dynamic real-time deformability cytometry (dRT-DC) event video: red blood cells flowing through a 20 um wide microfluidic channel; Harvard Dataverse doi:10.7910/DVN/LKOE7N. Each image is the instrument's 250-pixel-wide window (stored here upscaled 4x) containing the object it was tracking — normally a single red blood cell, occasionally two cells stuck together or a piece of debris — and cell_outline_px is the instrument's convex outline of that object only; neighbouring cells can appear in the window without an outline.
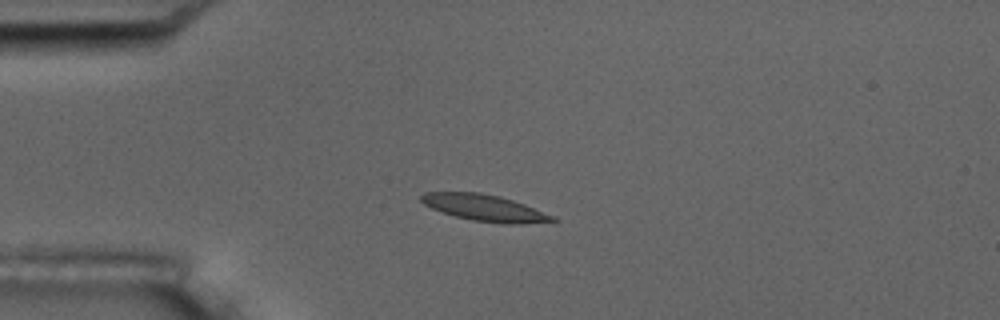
{"species": "common noctule bat (a hibernating species)", "species_latin": "Nyctalus noctula", "temperature_condition": "room temperature", "stored_images_in_passage": 9, "camera_frame_rate_fps": 3000, "um_per_image_px": 0.085, "animal": {"sex": "male", "body_mass_g": 17.5, "forearm_length_mm": 52.3}, "frame": {"image": 1, "passage_image": 3, "time_ms": 2.0, "image_size_px": [1000, 320], "cell_outline_px": [[560, 220], [520, 224], [504, 224], [472, 220], [456, 216], [432, 208], [424, 204], [420, 200], [420, 196], [424, 192], [480, 192], [500, 196], [524, 204], [556, 216]], "centroid_in_image_um": [41.22, 17.66], "position_along_channel_um": 43.8, "area_um2": 20.23}}
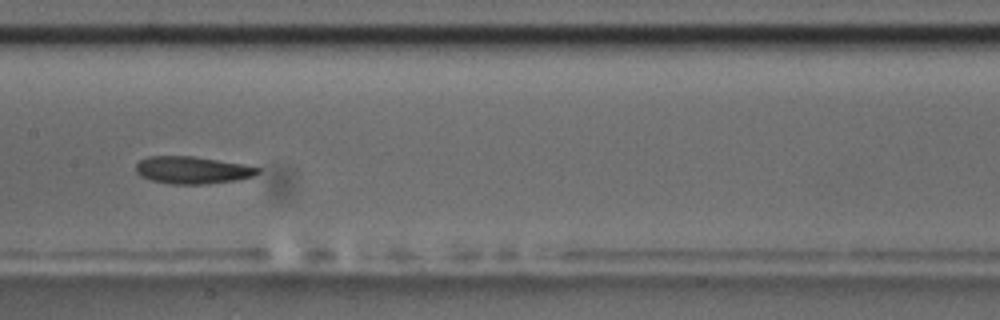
{"frame": {"image": 2, "passage_image": 7, "time_ms": 6.667, "image_size_px": [1000, 320], "cell_outline_px": [[260, 172], [252, 176], [240, 180], [208, 184], [172, 184], [152, 180], [140, 176], [136, 172], [136, 164], [140, 160], [148, 156], [192, 156], [244, 164], [260, 168]], "centroid_in_image_um": [16.36, 14.46], "position_along_channel_um": 191.0, "area_um2": 19.48}}